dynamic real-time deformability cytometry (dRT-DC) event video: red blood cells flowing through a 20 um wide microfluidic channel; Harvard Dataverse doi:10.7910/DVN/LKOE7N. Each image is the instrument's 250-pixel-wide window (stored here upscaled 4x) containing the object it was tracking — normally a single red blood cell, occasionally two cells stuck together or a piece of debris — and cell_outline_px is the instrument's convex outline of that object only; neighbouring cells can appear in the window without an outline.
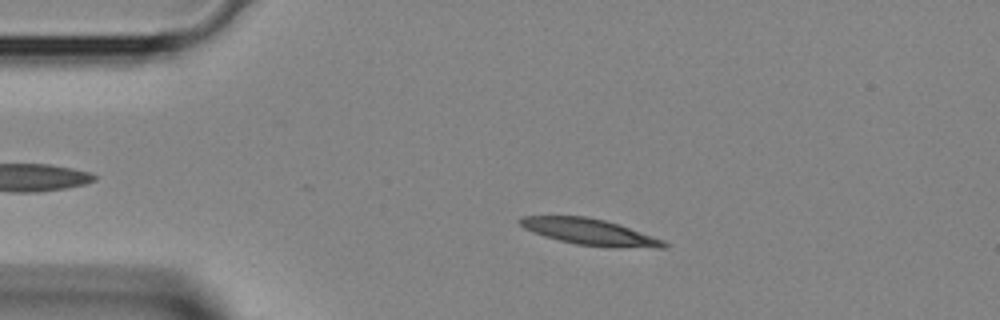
{"species": "Egyptian fruit bat (a non-hibernating species)", "species_latin": "Rousettus aegyptiacus", "temperature_condition": "room temperature", "stored_images_in_passage": 2, "camera_frame_rate_fps": 3000, "um_per_image_px": 0.085, "animal": {"sex": "female"}, "frame": {"image": 1, "passage_image": 2, "time_ms": 0.333, "image_size_px": [1000, 320], "cell_outline_px": [[668, 248], [612, 248], [576, 244], [544, 236], [532, 232], [524, 228], [516, 220], [524, 216], [584, 216], [604, 220], [664, 240], [668, 244]], "centroid_in_image_um": [50.13, 19.73], "position_along_channel_um": 34.9, "area_um2": 21.91}}